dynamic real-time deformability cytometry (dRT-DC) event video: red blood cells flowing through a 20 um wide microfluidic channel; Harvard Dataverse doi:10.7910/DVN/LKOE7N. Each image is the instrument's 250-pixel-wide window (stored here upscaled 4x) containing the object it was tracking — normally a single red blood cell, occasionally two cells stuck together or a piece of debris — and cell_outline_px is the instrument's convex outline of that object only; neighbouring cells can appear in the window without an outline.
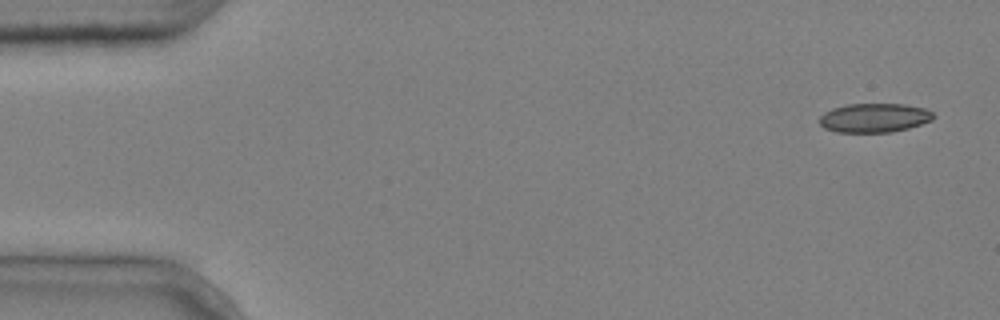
{"species": "common noctule bat (a hibernating species)", "species_latin": "Nyctalus noctula", "temperature_condition": "cold", "stored_images_in_passage": 5, "segment_of_instrument_passage": [1, 2], "camera_frame_rate_fps": 3000, "um_per_image_px": 0.085, "animal": {"sex": "male", "body_mass_g": 20.4}, "frame": {"image": 1, "passage_image": 1, "time_ms": 0.0, "image_size_px": [1000, 320], "cell_outline_px": [[936, 116], [932, 120], [908, 128], [892, 132], [836, 132], [824, 128], [820, 124], [820, 116], [824, 112], [832, 108], [848, 104], [904, 104], [924, 108], [932, 112]], "centroid_in_image_um": [74.31, 10.01], "position_along_channel_um": 10.7, "area_um2": 19.31}}
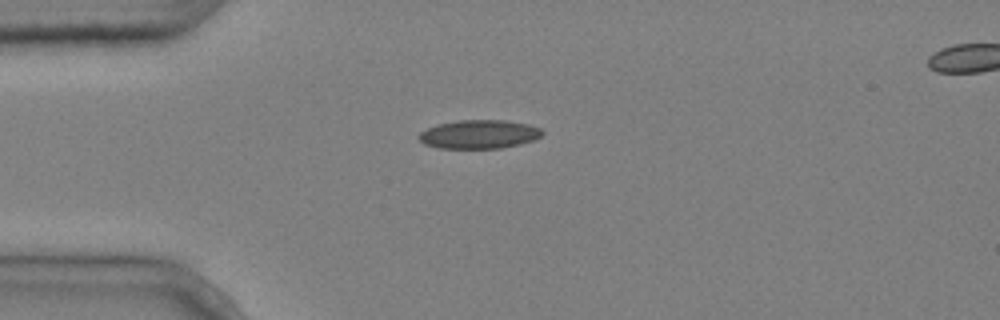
{"frame": {"image": 2, "passage_image": 4, "time_ms": 1.0, "image_size_px": [1000, 320], "cell_outline_px": [[544, 132], [536, 140], [520, 144], [500, 148], [436, 148], [424, 144], [416, 136], [420, 132], [428, 128], [440, 124], [460, 120], [504, 120], [528, 124], [540, 128]], "centroid_in_image_um": [40.73, 11.42], "position_along_channel_um": 44.3, "area_um2": 20.63}}